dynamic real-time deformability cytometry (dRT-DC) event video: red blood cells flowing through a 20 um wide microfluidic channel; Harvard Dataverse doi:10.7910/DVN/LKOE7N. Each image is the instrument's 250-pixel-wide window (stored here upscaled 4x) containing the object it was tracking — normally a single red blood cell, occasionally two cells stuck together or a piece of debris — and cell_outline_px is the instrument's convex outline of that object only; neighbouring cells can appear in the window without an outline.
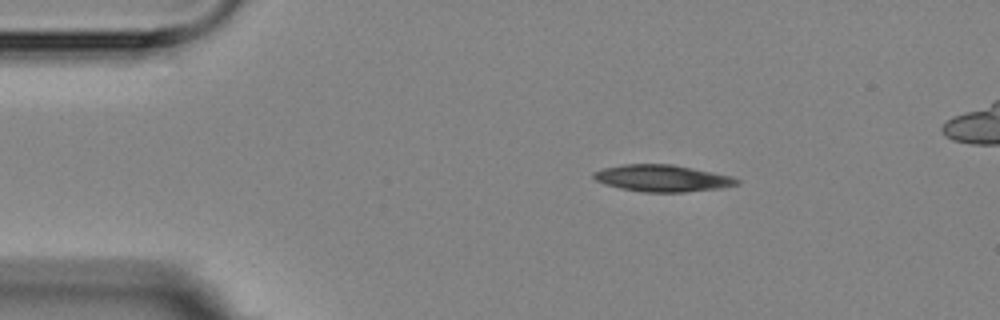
{"species": "Egyptian fruit bat (a non-hibernating species)", "species_latin": "Rousettus aegyptiacus", "temperature_condition": "room temperature", "stored_images_in_passage": 4, "camera_frame_rate_fps": 3000, "um_per_image_px": 0.085, "animal": {"sex": "female"}, "frame": {"image": 1, "passage_image": 1, "time_ms": 0.0, "image_size_px": [1000, 320], "cell_outline_px": [[740, 184], [720, 188], [684, 192], [644, 192], [620, 188], [604, 184], [596, 180], [592, 176], [592, 172], [604, 168], [624, 164], [672, 164], [732, 176], [740, 180]], "centroid_in_image_um": [56.29, 15.15], "position_along_channel_um": 28.7, "area_um2": 22.31}}
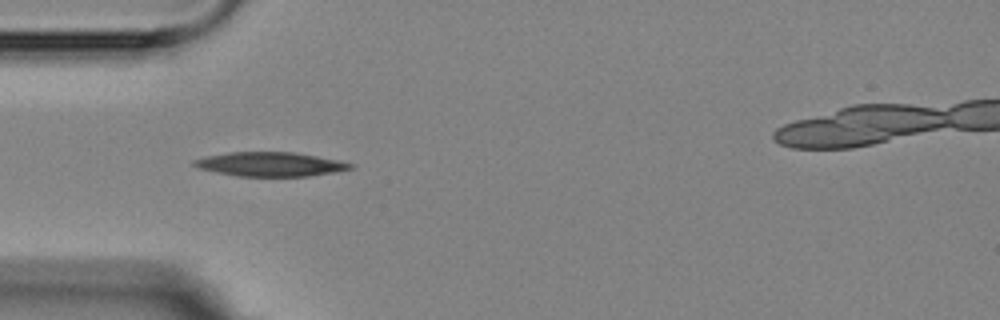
{"frame": {"image": 2, "passage_image": 3, "time_ms": 2.333, "image_size_px": [1000, 320], "cell_outline_px": [[356, 164], [352, 168], [336, 172], [308, 176], [236, 176], [216, 172], [200, 168], [192, 164], [192, 160], [204, 156], [228, 152], [292, 152], [340, 160]], "centroid_in_image_um": [22.98, 13.95], "position_along_channel_um": 62.0, "area_um2": 22.08}}
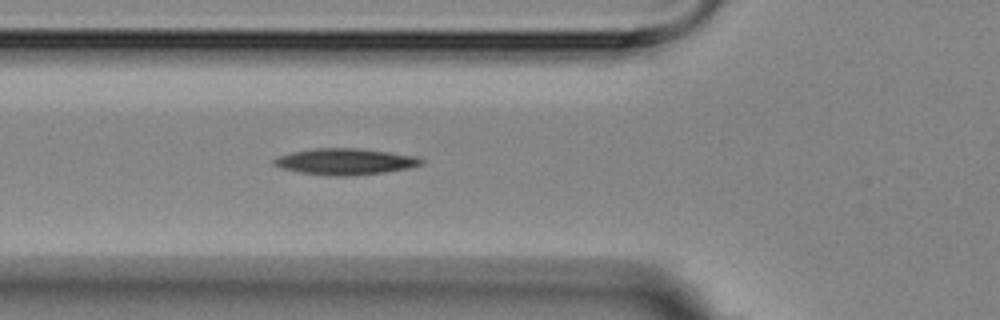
{"frame": {"image": 3, "passage_image": 4, "time_ms": 3.333, "image_size_px": [1000, 320], "cell_outline_px": [[424, 164], [408, 168], [384, 172], [352, 176], [328, 176], [300, 172], [280, 168], [272, 164], [272, 160], [280, 156], [292, 152], [312, 148], [360, 148], [416, 156], [424, 160]], "centroid_in_image_um": [29.33, 13.74], "position_along_channel_um": 96.5, "area_um2": 22.66}}